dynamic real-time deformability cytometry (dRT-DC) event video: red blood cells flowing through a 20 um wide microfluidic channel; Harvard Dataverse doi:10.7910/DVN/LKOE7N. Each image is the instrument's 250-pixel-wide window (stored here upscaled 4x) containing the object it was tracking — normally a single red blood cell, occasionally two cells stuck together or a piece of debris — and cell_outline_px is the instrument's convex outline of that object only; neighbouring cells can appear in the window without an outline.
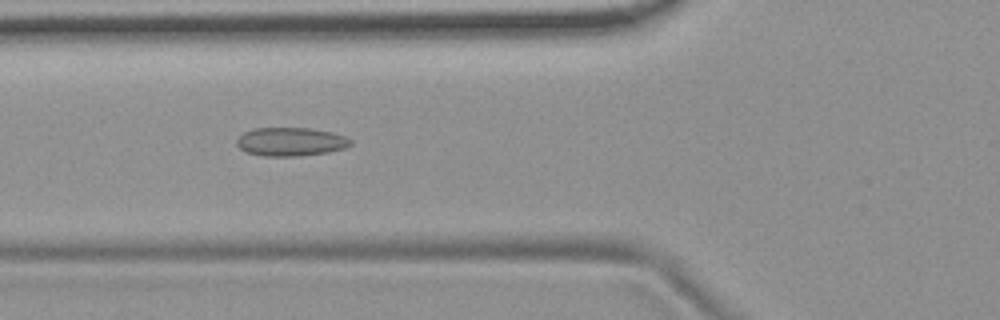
{"species": "common noctule bat (a hibernating species)", "species_latin": "Nyctalus noctula", "temperature_condition": "room temperature", "stored_images_in_passage": 30, "camera_frame_rate_fps": 3000, "um_per_image_px": 0.085, "animal": {"sex": "female", "body_mass_g": 19.9}, "frame": {"image": 1, "passage_image": 4, "time_ms": 1.0, "image_size_px": [1000, 320], "cell_outline_px": [[352, 144], [344, 148], [328, 152], [300, 156], [264, 156], [244, 152], [236, 144], [236, 140], [244, 132], [252, 128], [308, 128], [332, 132], [344, 136], [352, 140]], "centroid_in_image_um": [24.69, 12.05], "position_along_channel_um": 101.1, "area_um2": 19.02}}
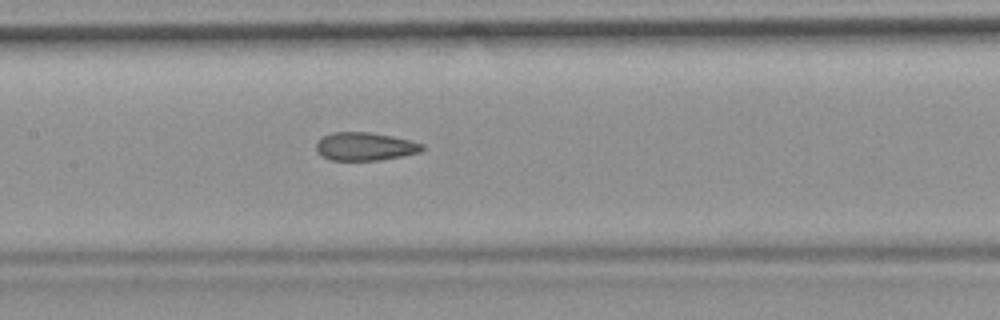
{"frame": {"image": 2, "passage_image": 10, "time_ms": 3.0, "image_size_px": [1000, 320], "cell_outline_px": [[424, 148], [420, 152], [400, 156], [376, 160], [332, 160], [320, 156], [316, 148], [316, 140], [332, 132], [368, 132], [392, 136], [424, 144]], "centroid_in_image_um": [30.98, 12.44], "position_along_channel_um": 176.4, "area_um2": 17.28}}
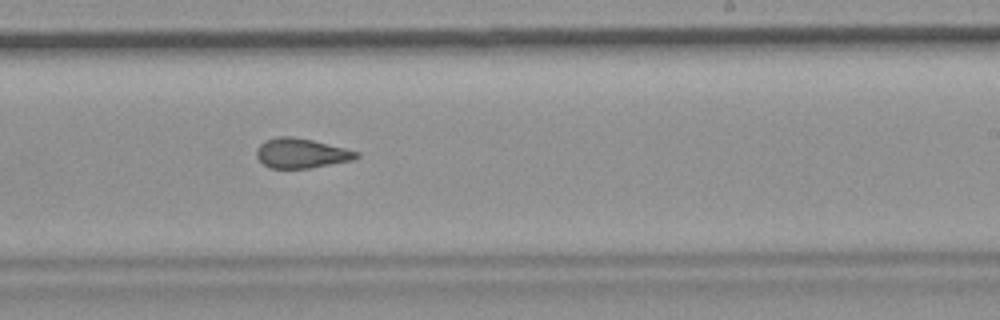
{"frame": {"image": 3, "passage_image": 17, "time_ms": 5.333, "image_size_px": [1000, 320], "cell_outline_px": [[360, 156], [352, 160], [308, 168], [268, 168], [256, 156], [256, 148], [264, 140], [280, 136], [292, 136], [312, 140], [360, 152]], "centroid_in_image_um": [25.58, 13.02], "position_along_channel_um": 263.4, "area_um2": 17.22}, "authors_computed_cell_mechanics": {"area_um2": 17.7157, "velocity_mm_per_s": 3.7557, "shape_relaxation_time_tau1_ms": null, "shape_relaxation_time_tau2_ms": 2.1116, "deformation_change_tau1": null, "deformation_change_tau2": 0.0942}}